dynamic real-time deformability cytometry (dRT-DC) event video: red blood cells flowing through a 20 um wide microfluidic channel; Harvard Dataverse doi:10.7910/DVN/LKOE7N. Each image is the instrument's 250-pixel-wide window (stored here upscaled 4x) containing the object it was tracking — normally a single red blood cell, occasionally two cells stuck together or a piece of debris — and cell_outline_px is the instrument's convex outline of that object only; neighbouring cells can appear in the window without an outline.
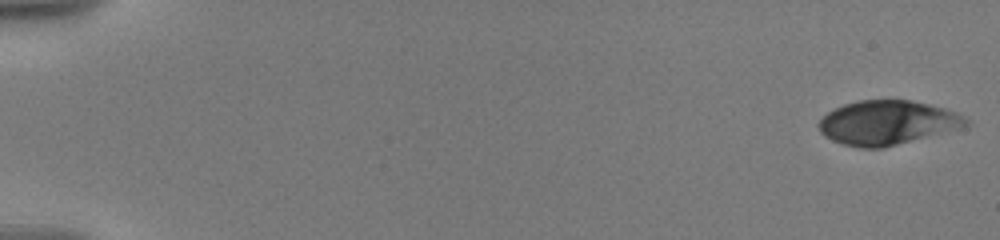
{"species": "human", "species_latin": "Homo sapiens", "temperature_condition": "warm", "stored_images_in_passage": 14, "camera_frame_rate_fps": 3000, "um_per_image_px": 0.085, "donor": {"sex": "male"}, "frame": {"image": 1, "passage_image": 1, "time_ms": 0.0, "image_size_px": [1000, 240], "cell_outline_px": [[968, 128], [884, 148], [860, 148], [844, 144], [832, 140], [824, 136], [820, 132], [816, 124], [828, 112], [844, 104], [860, 100], [912, 100], [944, 108], [956, 112], [964, 116], [968, 120]], "centroid_in_image_um": [75.48, 10.44], "position_along_channel_um": 9.5, "area_um2": 38.49}}
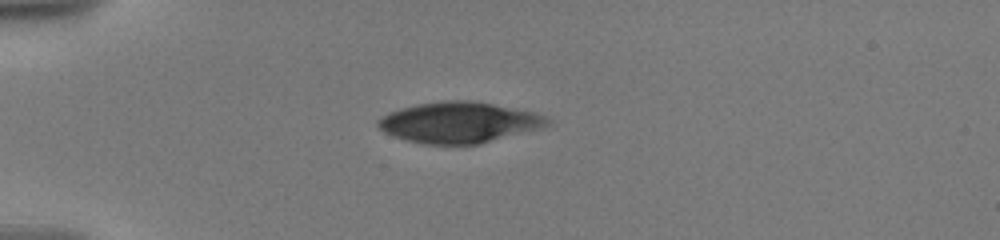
{"frame": {"image": 2, "passage_image": 10, "time_ms": 5.0, "image_size_px": [1000, 240], "cell_outline_px": [[552, 124], [544, 128], [480, 144], [424, 144], [392, 136], [384, 132], [376, 124], [376, 120], [380, 116], [388, 112], [400, 108], [416, 104], [444, 100], [472, 100], [536, 112], [552, 120]], "centroid_in_image_um": [39.05, 10.4], "position_along_channel_um": 46.0, "area_um2": 40.86}}
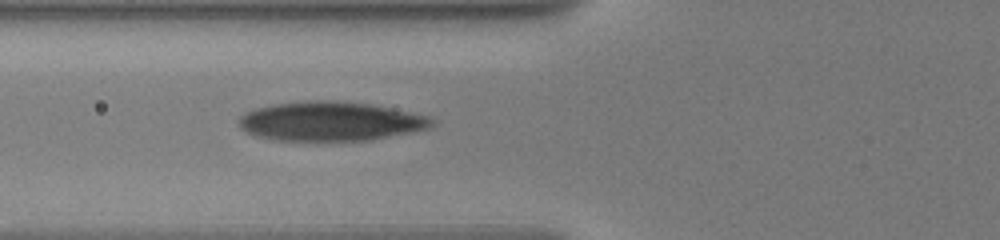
{"frame": {"image": 3, "passage_image": 14, "time_ms": 7.333, "image_size_px": [1000, 240], "cell_outline_px": [[436, 124], [428, 128], [368, 140], [280, 140], [260, 136], [248, 132], [240, 128], [240, 116], [256, 108], [272, 104], [308, 100], [344, 100], [372, 104], [428, 116], [436, 120]], "centroid_in_image_um": [28.12, 10.28], "position_along_channel_um": 97.7, "area_um2": 43.75}}